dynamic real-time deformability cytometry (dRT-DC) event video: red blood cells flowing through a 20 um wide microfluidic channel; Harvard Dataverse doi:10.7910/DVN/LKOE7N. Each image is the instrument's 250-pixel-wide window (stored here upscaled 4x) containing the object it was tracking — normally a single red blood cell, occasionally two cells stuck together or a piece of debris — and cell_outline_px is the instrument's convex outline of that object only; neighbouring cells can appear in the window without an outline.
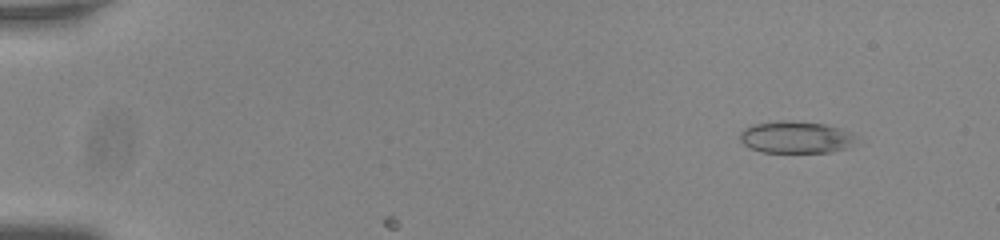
{"species": "common noctule bat (a hibernating species)", "species_latin": "Nyctalus noctula", "temperature_condition": "room temperature", "stored_images_in_passage": 8, "camera_frame_rate_fps": 3000, "um_per_image_px": 0.085, "animal": {"sex": "male", "body_mass_g": 20.0, "forearm_length_mm": 53.3}, "frame": {"image": 1, "passage_image": 6, "time_ms": 1.667, "image_size_px": [1000, 240], "cell_outline_px": [[852, 140], [848, 148], [832, 152], [764, 152], [752, 148], [744, 144], [740, 140], [740, 132], [744, 128], [752, 124], [780, 120], [788, 120], [824, 124], [840, 128], [852, 132]], "centroid_in_image_um": [67.6, 11.65], "position_along_channel_um": 17.4, "area_um2": 21.5}}